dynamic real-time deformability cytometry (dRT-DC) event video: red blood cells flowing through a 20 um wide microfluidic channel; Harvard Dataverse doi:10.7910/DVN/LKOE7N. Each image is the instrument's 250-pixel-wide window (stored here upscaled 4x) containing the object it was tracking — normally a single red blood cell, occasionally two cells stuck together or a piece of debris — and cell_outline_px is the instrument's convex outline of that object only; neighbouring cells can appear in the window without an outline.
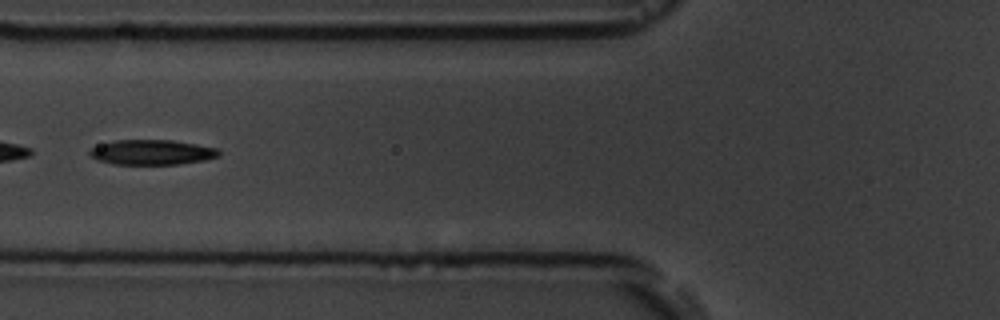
{"species": "common noctule bat (a hibernating species)", "species_latin": "Nyctalus noctula", "temperature_condition": "room temperature", "stored_images_in_passage": 7, "camera_frame_rate_fps": 3000, "um_per_image_px": 0.085, "animal": {"sex": "male", "body_mass_g": 19.5, "forearm_length_mm": 54.6}, "frame": {"image": 1, "passage_image": 7, "time_ms": 7.0, "image_size_px": [1000, 320], "cell_outline_px": [[220, 156], [204, 160], [176, 164], [112, 164], [96, 160], [88, 156], [88, 152], [92, 148], [100, 144], [116, 140], [172, 140], [196, 144], [216, 148], [220, 152]], "centroid_in_image_um": [12.87, 12.94], "position_along_channel_um": 112.9, "area_um2": 18.84}}